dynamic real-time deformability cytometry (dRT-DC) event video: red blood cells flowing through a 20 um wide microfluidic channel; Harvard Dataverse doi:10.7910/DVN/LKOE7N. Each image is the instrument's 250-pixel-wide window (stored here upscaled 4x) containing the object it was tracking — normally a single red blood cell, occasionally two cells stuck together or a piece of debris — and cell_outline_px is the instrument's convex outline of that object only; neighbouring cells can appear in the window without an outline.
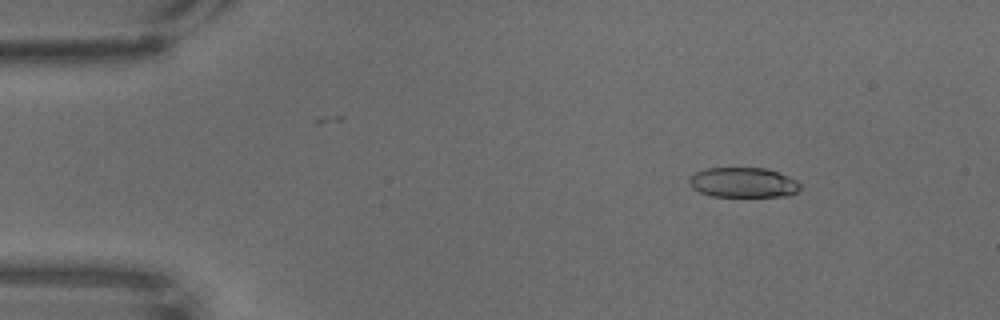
{"species": "common noctule bat (a hibernating species)", "species_latin": "Nyctalus noctula", "temperature_condition": "warm", "stored_images_in_passage": 68, "camera_frame_rate_fps": 3000, "um_per_image_px": 0.085, "animal": {"sex": "male", "body_mass_g": 18.8}, "frame": {"image": 1, "passage_image": 9, "time_ms": 2.667, "image_size_px": [1000, 320], "cell_outline_px": [[800, 188], [796, 192], [788, 196], [712, 196], [700, 192], [692, 188], [688, 180], [696, 172], [704, 168], [768, 168], [780, 172], [796, 180], [800, 184]], "centroid_in_image_um": [63.19, 15.5], "position_along_channel_um": 21.8, "area_um2": 19.42}}
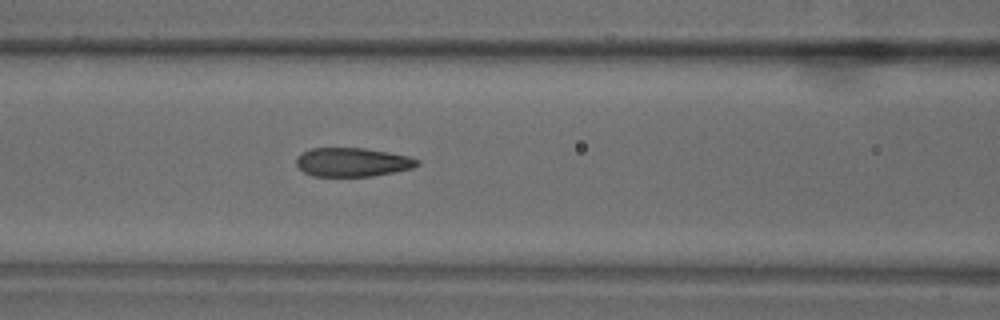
{"frame": {"image": 2, "passage_image": 29, "time_ms": 9.333, "image_size_px": [1000, 320], "cell_outline_px": [[420, 164], [412, 168], [372, 176], [312, 176], [304, 172], [296, 164], [296, 156], [312, 148], [364, 148], [388, 152], [408, 156], [420, 160]], "centroid_in_image_um": [29.95, 13.78], "position_along_channel_um": 136.6, "area_um2": 20.23}}
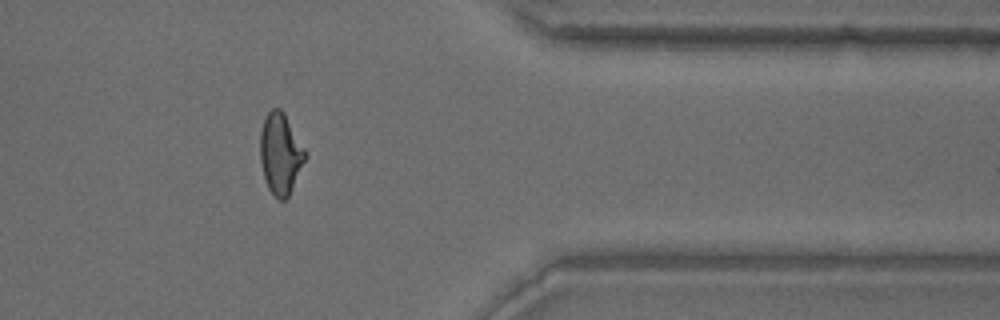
{"frame": {"image": 3, "passage_image": 56, "time_ms": 18.333, "image_size_px": [1000, 320], "cell_outline_px": [[308, 156], [288, 196], [284, 200], [280, 200], [268, 188], [264, 176], [260, 160], [260, 132], [264, 116], [272, 108], [280, 108], [284, 112], [304, 148]], "centroid_in_image_um": [23.83, 13.03], "position_along_channel_um": 387.6, "area_um2": 21.21}}